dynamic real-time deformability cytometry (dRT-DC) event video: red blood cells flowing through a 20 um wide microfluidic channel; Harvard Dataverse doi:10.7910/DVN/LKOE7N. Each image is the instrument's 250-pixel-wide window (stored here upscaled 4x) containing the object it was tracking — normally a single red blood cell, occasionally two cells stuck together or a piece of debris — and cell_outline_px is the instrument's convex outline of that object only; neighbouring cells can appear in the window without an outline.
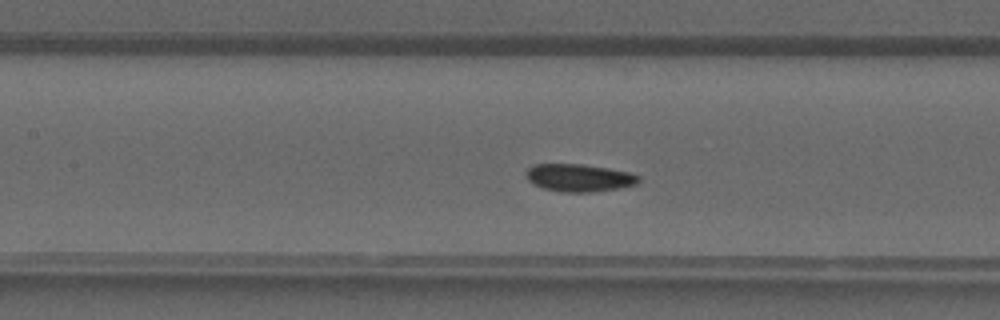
{"species": "common noctule bat (a hibernating species)", "species_latin": "Nyctalus noctula", "temperature_condition": "warm", "stored_images_in_passage": 37, "camera_frame_rate_fps": 3000, "um_per_image_px": 0.085, "animal": {"sex": "male", "forearm_length_mm": 52.5}, "frame": {"image": 1, "passage_image": 15, "time_ms": 4.667, "image_size_px": [1000, 320], "cell_outline_px": [[640, 180], [636, 184], [616, 188], [592, 192], [560, 192], [544, 188], [528, 180], [524, 176], [524, 172], [532, 164], [584, 164], [608, 168], [628, 172], [640, 176]], "centroid_in_image_um": [49.18, 15.1], "position_along_channel_um": 158.2, "area_um2": 18.09}}
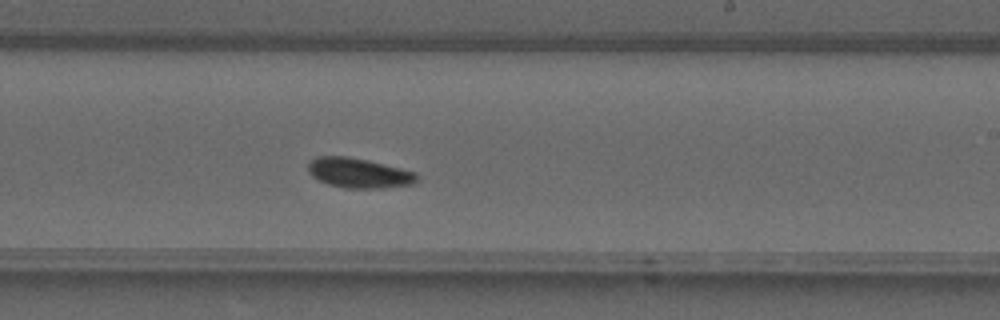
{"frame": {"image": 2, "passage_image": 21, "time_ms": 6.667, "image_size_px": [1000, 320], "cell_outline_px": [[416, 184], [384, 188], [344, 188], [328, 184], [312, 176], [308, 172], [308, 164], [316, 156], [348, 156], [368, 160], [416, 172]], "centroid_in_image_um": [30.5, 14.7], "position_along_channel_um": 258.5, "area_um2": 18.96}}
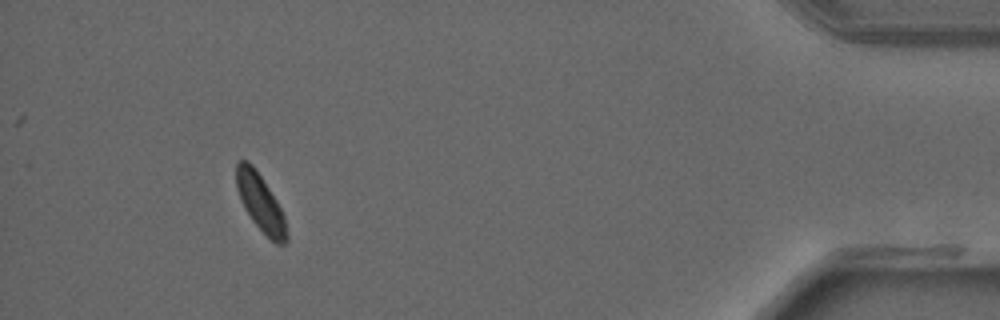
{"frame": {"image": 3, "passage_image": 34, "time_ms": 11.0, "image_size_px": [1000, 320], "cell_outline_px": [[288, 240], [284, 244], [276, 244], [252, 220], [244, 208], [240, 200], [236, 188], [236, 164], [240, 160], [248, 160], [252, 164], [276, 200], [284, 216], [288, 236]], "centroid_in_image_um": [22.12, 17.22], "position_along_channel_um": 413.1, "area_um2": 16.47}}